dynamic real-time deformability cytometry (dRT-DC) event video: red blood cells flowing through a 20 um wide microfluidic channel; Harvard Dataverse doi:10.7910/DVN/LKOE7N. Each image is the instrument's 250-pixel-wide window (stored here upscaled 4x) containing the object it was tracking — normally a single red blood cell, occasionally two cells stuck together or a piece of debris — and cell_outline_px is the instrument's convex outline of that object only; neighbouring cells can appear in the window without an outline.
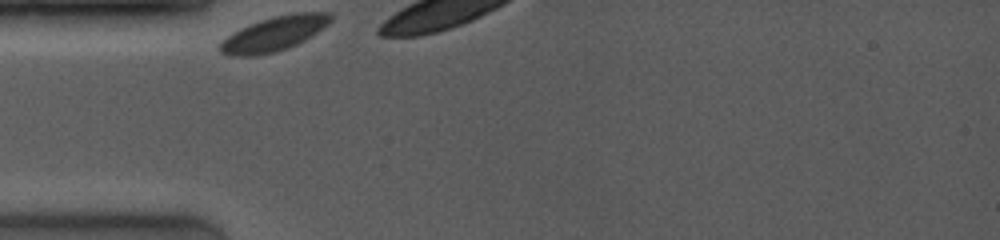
{"species": "common noctule bat (a hibernating species)", "species_latin": "Nyctalus noctula", "temperature_condition": "room temperature", "stored_images_in_passage": 27, "camera_frame_rate_fps": 4000, "um_per_image_px": 0.085, "animal": {"sex": "female", "body_mass_g": 19.0, "forearm_length_mm": 53.3}, "frame": {"image": 1, "passage_image": 1, "time_ms": 0.0, "image_size_px": [1000, 240], "cell_outline_px": [[332, 20], [328, 24], [304, 40], [288, 48], [256, 56], [228, 56], [220, 52], [220, 44], [228, 36], [240, 28], [248, 24], [272, 16], [292, 12], [332, 12]], "centroid_in_image_um": [23.3, 2.85], "position_along_channel_um": 61.7, "area_um2": 22.2}}